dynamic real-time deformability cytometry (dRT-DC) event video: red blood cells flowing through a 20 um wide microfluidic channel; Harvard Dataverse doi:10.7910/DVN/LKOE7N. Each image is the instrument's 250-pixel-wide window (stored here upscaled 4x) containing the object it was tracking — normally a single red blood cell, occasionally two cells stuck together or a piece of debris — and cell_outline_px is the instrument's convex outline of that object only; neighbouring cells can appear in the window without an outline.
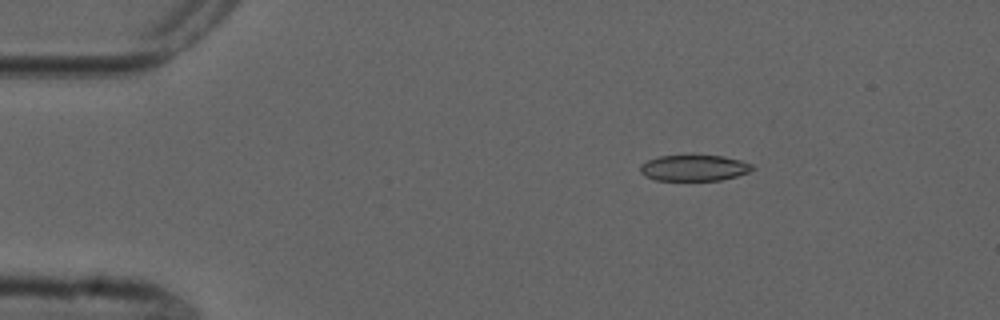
{"species": "common noctule bat (a hibernating species)", "species_latin": "Nyctalus noctula", "temperature_condition": "cold", "stored_images_in_passage": 4, "camera_frame_rate_fps": 3000, "um_per_image_px": 0.085, "animal": {"sex": "male", "forearm_length_mm": 52.5}, "frame": {"image": 1, "passage_image": 1, "time_ms": 0.0, "image_size_px": [1000, 320], "cell_outline_px": [[756, 168], [748, 172], [736, 176], [720, 180], [656, 180], [644, 176], [640, 172], [640, 164], [648, 160], [660, 156], [724, 156], [740, 160], [752, 164]], "centroid_in_image_um": [58.99, 14.28], "position_along_channel_um": 26.0, "area_um2": 16.88}}
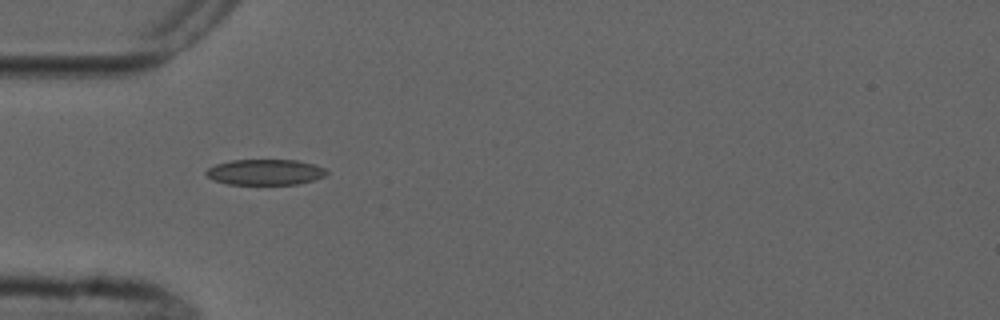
{"frame": {"image": 2, "passage_image": 3, "time_ms": 2.667, "image_size_px": [1000, 320], "cell_outline_px": [[328, 172], [324, 176], [300, 184], [228, 184], [212, 180], [204, 172], [208, 168], [216, 164], [232, 160], [296, 160], [312, 164], [324, 168]], "centroid_in_image_um": [22.51, 14.63], "position_along_channel_um": 62.5, "area_um2": 17.92}}
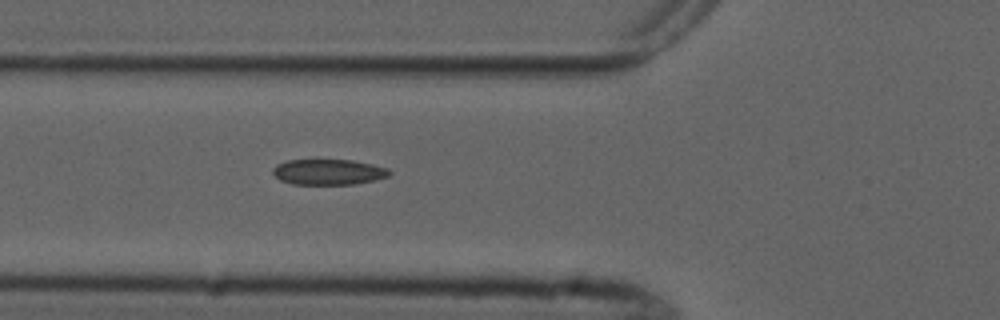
{"frame": {"image": 3, "passage_image": 4, "time_ms": 3.667, "image_size_px": [1000, 320], "cell_outline_px": [[392, 176], [356, 184], [292, 184], [280, 180], [272, 172], [272, 168], [276, 164], [288, 160], [352, 160], [372, 164], [388, 168], [392, 172]], "centroid_in_image_um": [27.95, 14.62], "position_along_channel_um": 97.9, "area_um2": 17.51}}